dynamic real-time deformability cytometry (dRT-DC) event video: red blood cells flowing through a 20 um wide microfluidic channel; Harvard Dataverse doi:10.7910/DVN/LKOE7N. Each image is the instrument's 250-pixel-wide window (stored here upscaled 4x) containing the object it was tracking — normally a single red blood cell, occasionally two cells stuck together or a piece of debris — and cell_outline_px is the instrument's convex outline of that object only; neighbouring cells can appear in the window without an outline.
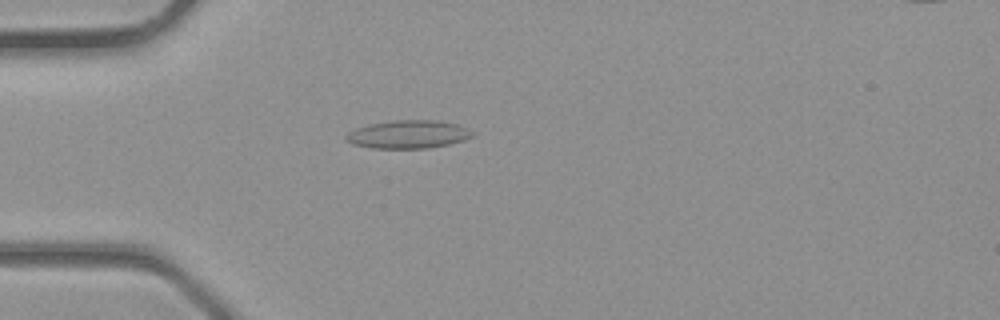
{"species": "common noctule bat (a hibernating species)", "species_latin": "Nyctalus noctula", "temperature_condition": "room temperature", "stored_images_in_passage": 37, "camera_frame_rate_fps": 3000, "um_per_image_px": 0.085, "animal": {"sex": "male", "body_mass_g": 23.1, "forearm_length_mm": 52.7}, "frame": {"image": 1, "passage_image": 10, "time_ms": 3.0, "image_size_px": [1000, 320], "cell_outline_px": [[476, 132], [472, 136], [464, 140], [448, 144], [428, 148], [372, 148], [352, 144], [344, 140], [344, 136], [348, 132], [356, 128], [368, 124], [392, 120], [440, 120], [456, 124]], "centroid_in_image_um": [34.67, 11.41], "position_along_channel_um": 50.3, "area_um2": 20.87}}
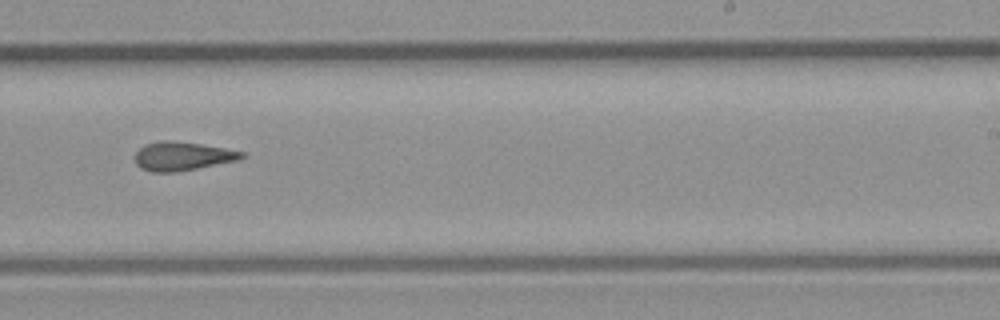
{"frame": {"image": 2, "passage_image": 23, "time_ms": 7.333, "image_size_px": [1000, 320], "cell_outline_px": [[248, 156], [240, 160], [176, 172], [152, 172], [140, 168], [136, 164], [136, 152], [144, 144], [160, 140], [172, 140], [200, 144], [224, 148], [244, 152]], "centroid_in_image_um": [15.52, 13.27], "position_along_channel_um": 273.5, "area_um2": 17.98}}
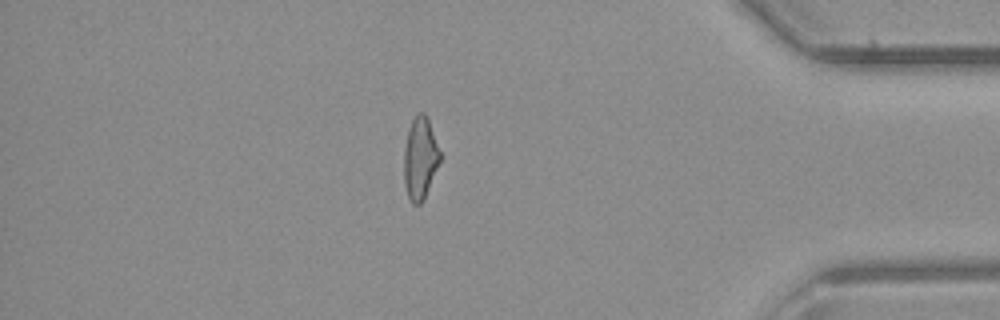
{"frame": {"image": 3, "passage_image": 32, "time_ms": 10.333, "image_size_px": [1000, 320], "cell_outline_px": [[440, 160], [424, 200], [420, 204], [412, 204], [408, 196], [404, 184], [404, 148], [408, 128], [412, 120], [420, 112], [424, 112], [428, 120], [440, 152]], "centroid_in_image_um": [35.69, 13.48], "position_along_channel_um": 399.5, "area_um2": 17.05}}